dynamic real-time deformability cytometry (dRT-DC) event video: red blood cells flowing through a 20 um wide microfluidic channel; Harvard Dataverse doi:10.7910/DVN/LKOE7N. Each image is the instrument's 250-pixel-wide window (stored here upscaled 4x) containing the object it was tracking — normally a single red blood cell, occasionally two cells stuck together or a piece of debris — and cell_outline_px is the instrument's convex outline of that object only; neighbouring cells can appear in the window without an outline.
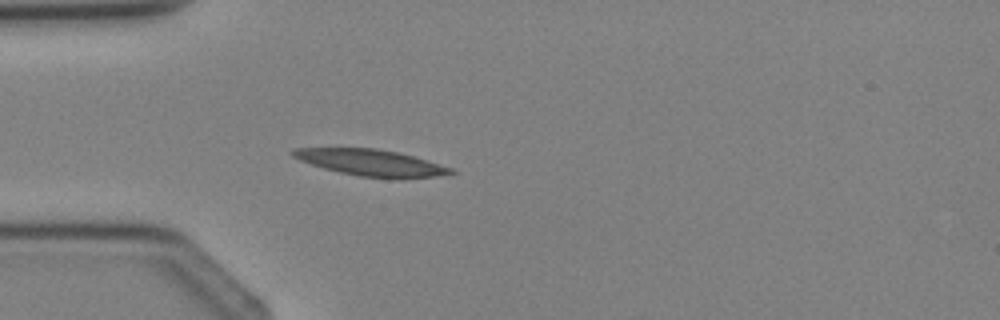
{"species": "Egyptian fruit bat (a non-hibernating species)", "species_latin": "Rousettus aegyptiacus", "temperature_condition": "cold", "stored_images_in_passage": 2, "camera_frame_rate_fps": 3000, "um_per_image_px": 0.085, "animal": {"sex": "female"}, "frame": {"image": 1, "passage_image": 2, "time_ms": 2.333, "image_size_px": [1000, 320], "cell_outline_px": [[456, 172], [432, 176], [360, 176], [340, 172], [324, 168], [300, 160], [292, 156], [292, 148], [376, 148], [396, 152], [412, 156], [452, 168]], "centroid_in_image_um": [31.43, 13.78], "position_along_channel_um": 53.6, "area_um2": 23.06}}